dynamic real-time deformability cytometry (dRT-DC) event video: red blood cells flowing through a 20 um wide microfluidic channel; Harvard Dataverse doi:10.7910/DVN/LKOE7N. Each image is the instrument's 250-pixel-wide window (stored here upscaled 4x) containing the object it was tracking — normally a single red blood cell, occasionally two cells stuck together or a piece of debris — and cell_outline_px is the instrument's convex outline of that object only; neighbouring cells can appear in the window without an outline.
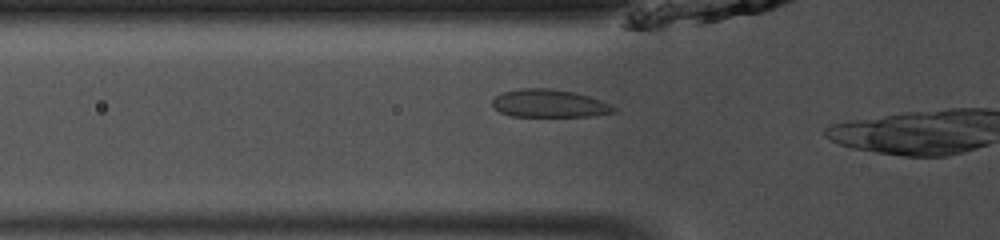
{"species": "common noctule bat (a hibernating species)", "species_latin": "Nyctalus noctula", "temperature_condition": "room temperature", "stored_images_in_passage": 7, "camera_frame_rate_fps": 3000, "um_per_image_px": 0.085, "animal": {"sex": "male", "body_mass_g": 13.0, "forearm_length_mm": 53.1}, "frame": {"image": 1, "passage_image": 2, "time_ms": 0.333, "image_size_px": [1000, 240], "cell_outline_px": [[616, 112], [592, 116], [512, 116], [500, 112], [492, 104], [492, 100], [496, 96], [504, 92], [520, 88], [548, 88], [576, 92], [612, 104], [616, 108]], "centroid_in_image_um": [46.72, 8.79], "position_along_channel_um": 79.1, "area_um2": 19.71}}
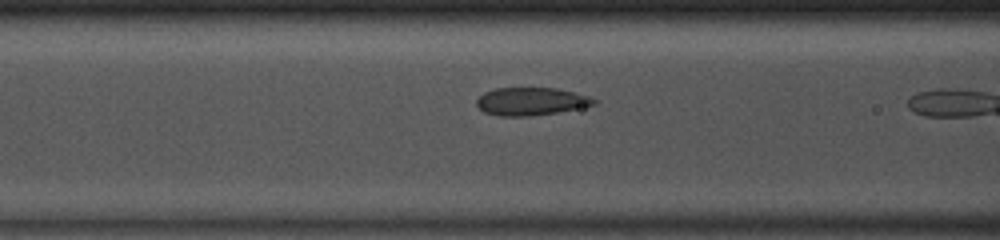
{"frame": {"image": 2, "passage_image": 5, "time_ms": 1.333, "image_size_px": [1000, 240], "cell_outline_px": [[596, 104], [556, 112], [528, 116], [500, 116], [484, 112], [476, 104], [476, 100], [484, 92], [496, 88], [556, 88], [576, 92], [588, 96], [596, 100]], "centroid_in_image_um": [45.11, 8.61], "position_along_channel_um": 121.5, "area_um2": 18.84}}